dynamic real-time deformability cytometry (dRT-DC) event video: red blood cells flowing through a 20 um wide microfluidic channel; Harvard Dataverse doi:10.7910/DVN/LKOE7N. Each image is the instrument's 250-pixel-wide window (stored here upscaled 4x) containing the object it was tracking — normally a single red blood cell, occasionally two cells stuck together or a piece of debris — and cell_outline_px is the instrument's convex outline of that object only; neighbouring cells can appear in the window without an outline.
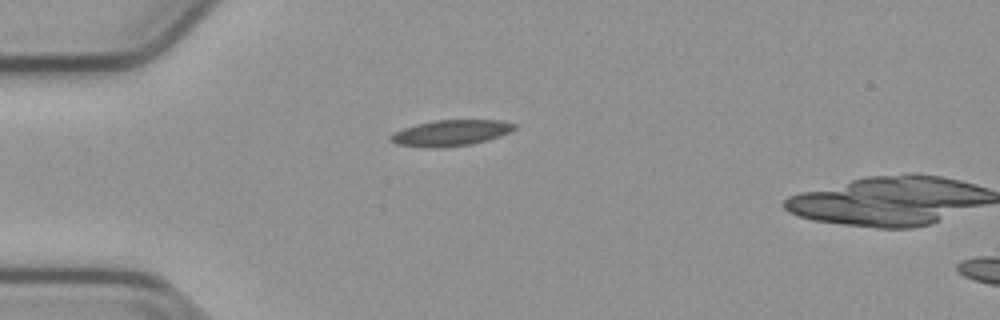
{"species": "common noctule bat (a hibernating species)", "species_latin": "Nyctalus noctula", "temperature_condition": "cold", "stored_images_in_passage": 2, "camera_frame_rate_fps": 3000, "um_per_image_px": 0.085, "animal": {"sex": "male", "body_mass_g": 23.1, "forearm_length_mm": 52.7}, "frame": {"image": 1, "passage_image": 1, "time_ms": 0.0, "image_size_px": [1000, 320], "cell_outline_px": [[516, 128], [508, 132], [472, 144], [444, 148], [424, 148], [396, 144], [388, 140], [388, 136], [392, 132], [416, 124], [436, 120], [500, 120], [516, 124]], "centroid_in_image_um": [38.21, 11.31], "position_along_channel_um": 46.8, "area_um2": 18.79}}